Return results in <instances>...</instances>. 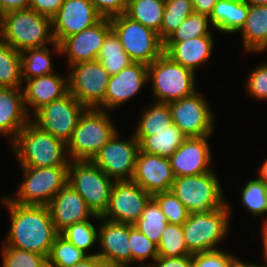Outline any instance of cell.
<instances>
[{
    "mask_svg": "<svg viewBox=\"0 0 267 267\" xmlns=\"http://www.w3.org/2000/svg\"><path fill=\"white\" fill-rule=\"evenodd\" d=\"M67 183L85 200L96 216L106 212L114 180L91 160H71Z\"/></svg>",
    "mask_w": 267,
    "mask_h": 267,
    "instance_id": "5b68a950",
    "label": "cell"
},
{
    "mask_svg": "<svg viewBox=\"0 0 267 267\" xmlns=\"http://www.w3.org/2000/svg\"><path fill=\"white\" fill-rule=\"evenodd\" d=\"M160 257L192 255L186 246L182 225L167 224L157 246Z\"/></svg>",
    "mask_w": 267,
    "mask_h": 267,
    "instance_id": "8d00e7d4",
    "label": "cell"
},
{
    "mask_svg": "<svg viewBox=\"0 0 267 267\" xmlns=\"http://www.w3.org/2000/svg\"><path fill=\"white\" fill-rule=\"evenodd\" d=\"M118 139V132H116L92 161L114 181L131 180L140 150L139 142L134 134L127 141Z\"/></svg>",
    "mask_w": 267,
    "mask_h": 267,
    "instance_id": "9a60e30c",
    "label": "cell"
},
{
    "mask_svg": "<svg viewBox=\"0 0 267 267\" xmlns=\"http://www.w3.org/2000/svg\"><path fill=\"white\" fill-rule=\"evenodd\" d=\"M48 206L58 233L74 223L88 220L91 215L99 219L89 209L83 197L68 183L57 192Z\"/></svg>",
    "mask_w": 267,
    "mask_h": 267,
    "instance_id": "7402d4cb",
    "label": "cell"
},
{
    "mask_svg": "<svg viewBox=\"0 0 267 267\" xmlns=\"http://www.w3.org/2000/svg\"><path fill=\"white\" fill-rule=\"evenodd\" d=\"M255 267H266V265H256Z\"/></svg>",
    "mask_w": 267,
    "mask_h": 267,
    "instance_id": "91938a15",
    "label": "cell"
},
{
    "mask_svg": "<svg viewBox=\"0 0 267 267\" xmlns=\"http://www.w3.org/2000/svg\"><path fill=\"white\" fill-rule=\"evenodd\" d=\"M87 255H97V253L86 254L59 233L55 237L47 257V266H74Z\"/></svg>",
    "mask_w": 267,
    "mask_h": 267,
    "instance_id": "d590c367",
    "label": "cell"
},
{
    "mask_svg": "<svg viewBox=\"0 0 267 267\" xmlns=\"http://www.w3.org/2000/svg\"><path fill=\"white\" fill-rule=\"evenodd\" d=\"M193 11L210 17L218 0H191Z\"/></svg>",
    "mask_w": 267,
    "mask_h": 267,
    "instance_id": "681fc988",
    "label": "cell"
},
{
    "mask_svg": "<svg viewBox=\"0 0 267 267\" xmlns=\"http://www.w3.org/2000/svg\"><path fill=\"white\" fill-rule=\"evenodd\" d=\"M21 52L0 39V87L21 88Z\"/></svg>",
    "mask_w": 267,
    "mask_h": 267,
    "instance_id": "4dcf8cb0",
    "label": "cell"
},
{
    "mask_svg": "<svg viewBox=\"0 0 267 267\" xmlns=\"http://www.w3.org/2000/svg\"><path fill=\"white\" fill-rule=\"evenodd\" d=\"M50 54L46 46L22 51V81L53 74Z\"/></svg>",
    "mask_w": 267,
    "mask_h": 267,
    "instance_id": "d6a6232c",
    "label": "cell"
},
{
    "mask_svg": "<svg viewBox=\"0 0 267 267\" xmlns=\"http://www.w3.org/2000/svg\"><path fill=\"white\" fill-rule=\"evenodd\" d=\"M148 79V65L138 62L131 63L119 73L110 76L105 100L100 107H105L106 110L115 109L134 97L148 82Z\"/></svg>",
    "mask_w": 267,
    "mask_h": 267,
    "instance_id": "44dd1931",
    "label": "cell"
},
{
    "mask_svg": "<svg viewBox=\"0 0 267 267\" xmlns=\"http://www.w3.org/2000/svg\"><path fill=\"white\" fill-rule=\"evenodd\" d=\"M249 5L242 0H218L210 15V23L224 33L239 32L244 26Z\"/></svg>",
    "mask_w": 267,
    "mask_h": 267,
    "instance_id": "484cf974",
    "label": "cell"
},
{
    "mask_svg": "<svg viewBox=\"0 0 267 267\" xmlns=\"http://www.w3.org/2000/svg\"><path fill=\"white\" fill-rule=\"evenodd\" d=\"M259 174L260 176L258 177V179L267 185V159L261 166Z\"/></svg>",
    "mask_w": 267,
    "mask_h": 267,
    "instance_id": "11a10c76",
    "label": "cell"
},
{
    "mask_svg": "<svg viewBox=\"0 0 267 267\" xmlns=\"http://www.w3.org/2000/svg\"><path fill=\"white\" fill-rule=\"evenodd\" d=\"M165 0H129L125 14L157 32L160 38Z\"/></svg>",
    "mask_w": 267,
    "mask_h": 267,
    "instance_id": "f1b7e54d",
    "label": "cell"
},
{
    "mask_svg": "<svg viewBox=\"0 0 267 267\" xmlns=\"http://www.w3.org/2000/svg\"><path fill=\"white\" fill-rule=\"evenodd\" d=\"M10 216L11 227L5 246L24 249L48 257L55 237L59 234L47 205H23L9 197L2 199Z\"/></svg>",
    "mask_w": 267,
    "mask_h": 267,
    "instance_id": "6da1fadb",
    "label": "cell"
},
{
    "mask_svg": "<svg viewBox=\"0 0 267 267\" xmlns=\"http://www.w3.org/2000/svg\"><path fill=\"white\" fill-rule=\"evenodd\" d=\"M262 238H263V246H264V259L267 262V220L265 219L263 223V230H262ZM267 264V263H266Z\"/></svg>",
    "mask_w": 267,
    "mask_h": 267,
    "instance_id": "db71d44e",
    "label": "cell"
},
{
    "mask_svg": "<svg viewBox=\"0 0 267 267\" xmlns=\"http://www.w3.org/2000/svg\"><path fill=\"white\" fill-rule=\"evenodd\" d=\"M172 123L186 137H204L214 131L213 113L207 101L196 91L194 94L169 102Z\"/></svg>",
    "mask_w": 267,
    "mask_h": 267,
    "instance_id": "4fadbf2b",
    "label": "cell"
},
{
    "mask_svg": "<svg viewBox=\"0 0 267 267\" xmlns=\"http://www.w3.org/2000/svg\"><path fill=\"white\" fill-rule=\"evenodd\" d=\"M24 181L11 200L23 205H49L54 196L68 181V167H30L21 166Z\"/></svg>",
    "mask_w": 267,
    "mask_h": 267,
    "instance_id": "30bf717a",
    "label": "cell"
},
{
    "mask_svg": "<svg viewBox=\"0 0 267 267\" xmlns=\"http://www.w3.org/2000/svg\"><path fill=\"white\" fill-rule=\"evenodd\" d=\"M63 2L64 0H29V8L52 19Z\"/></svg>",
    "mask_w": 267,
    "mask_h": 267,
    "instance_id": "7dc6e473",
    "label": "cell"
},
{
    "mask_svg": "<svg viewBox=\"0 0 267 267\" xmlns=\"http://www.w3.org/2000/svg\"><path fill=\"white\" fill-rule=\"evenodd\" d=\"M50 31L51 19L31 8L9 11L0 20V39L19 52L45 47L48 42L60 53V45Z\"/></svg>",
    "mask_w": 267,
    "mask_h": 267,
    "instance_id": "3957f363",
    "label": "cell"
},
{
    "mask_svg": "<svg viewBox=\"0 0 267 267\" xmlns=\"http://www.w3.org/2000/svg\"><path fill=\"white\" fill-rule=\"evenodd\" d=\"M2 267H47V257L14 247L3 248Z\"/></svg>",
    "mask_w": 267,
    "mask_h": 267,
    "instance_id": "7bdbcfd3",
    "label": "cell"
},
{
    "mask_svg": "<svg viewBox=\"0 0 267 267\" xmlns=\"http://www.w3.org/2000/svg\"><path fill=\"white\" fill-rule=\"evenodd\" d=\"M213 171L175 177L171 191L182 202L188 213L216 210L226 204L222 188Z\"/></svg>",
    "mask_w": 267,
    "mask_h": 267,
    "instance_id": "9c48e42d",
    "label": "cell"
},
{
    "mask_svg": "<svg viewBox=\"0 0 267 267\" xmlns=\"http://www.w3.org/2000/svg\"><path fill=\"white\" fill-rule=\"evenodd\" d=\"M70 67L68 92L86 108H99L104 103L111 75L98 60L80 62Z\"/></svg>",
    "mask_w": 267,
    "mask_h": 267,
    "instance_id": "8fae6325",
    "label": "cell"
},
{
    "mask_svg": "<svg viewBox=\"0 0 267 267\" xmlns=\"http://www.w3.org/2000/svg\"><path fill=\"white\" fill-rule=\"evenodd\" d=\"M233 255L221 250L196 253L192 255L193 267H227Z\"/></svg>",
    "mask_w": 267,
    "mask_h": 267,
    "instance_id": "f6af8a7d",
    "label": "cell"
},
{
    "mask_svg": "<svg viewBox=\"0 0 267 267\" xmlns=\"http://www.w3.org/2000/svg\"><path fill=\"white\" fill-rule=\"evenodd\" d=\"M153 94L160 103H169L194 94L195 73L173 61L164 52L148 65Z\"/></svg>",
    "mask_w": 267,
    "mask_h": 267,
    "instance_id": "52a82bcc",
    "label": "cell"
},
{
    "mask_svg": "<svg viewBox=\"0 0 267 267\" xmlns=\"http://www.w3.org/2000/svg\"><path fill=\"white\" fill-rule=\"evenodd\" d=\"M152 198L151 194L132 180L114 181L109 205L102 218L133 225Z\"/></svg>",
    "mask_w": 267,
    "mask_h": 267,
    "instance_id": "5bb4252c",
    "label": "cell"
},
{
    "mask_svg": "<svg viewBox=\"0 0 267 267\" xmlns=\"http://www.w3.org/2000/svg\"><path fill=\"white\" fill-rule=\"evenodd\" d=\"M204 137H186L179 148L169 157L175 177L204 174L211 169V153Z\"/></svg>",
    "mask_w": 267,
    "mask_h": 267,
    "instance_id": "d6986e66",
    "label": "cell"
},
{
    "mask_svg": "<svg viewBox=\"0 0 267 267\" xmlns=\"http://www.w3.org/2000/svg\"><path fill=\"white\" fill-rule=\"evenodd\" d=\"M168 222L158 203L152 198L141 217L133 224L142 234L157 246Z\"/></svg>",
    "mask_w": 267,
    "mask_h": 267,
    "instance_id": "836d02e7",
    "label": "cell"
},
{
    "mask_svg": "<svg viewBox=\"0 0 267 267\" xmlns=\"http://www.w3.org/2000/svg\"><path fill=\"white\" fill-rule=\"evenodd\" d=\"M97 12L104 18L122 15L126 12L129 0H90Z\"/></svg>",
    "mask_w": 267,
    "mask_h": 267,
    "instance_id": "bcb514c9",
    "label": "cell"
},
{
    "mask_svg": "<svg viewBox=\"0 0 267 267\" xmlns=\"http://www.w3.org/2000/svg\"><path fill=\"white\" fill-rule=\"evenodd\" d=\"M60 234L86 253L98 241L99 230L90 221L86 220L68 226Z\"/></svg>",
    "mask_w": 267,
    "mask_h": 267,
    "instance_id": "ab89813d",
    "label": "cell"
},
{
    "mask_svg": "<svg viewBox=\"0 0 267 267\" xmlns=\"http://www.w3.org/2000/svg\"><path fill=\"white\" fill-rule=\"evenodd\" d=\"M110 31V18L102 17L91 27L65 38L59 44L60 53L68 55L70 66L80 62L96 60L103 41Z\"/></svg>",
    "mask_w": 267,
    "mask_h": 267,
    "instance_id": "ac0fdd59",
    "label": "cell"
},
{
    "mask_svg": "<svg viewBox=\"0 0 267 267\" xmlns=\"http://www.w3.org/2000/svg\"><path fill=\"white\" fill-rule=\"evenodd\" d=\"M213 37L199 36L187 41L164 42V53L173 61L195 73L205 64L213 51Z\"/></svg>",
    "mask_w": 267,
    "mask_h": 267,
    "instance_id": "d4e9b609",
    "label": "cell"
},
{
    "mask_svg": "<svg viewBox=\"0 0 267 267\" xmlns=\"http://www.w3.org/2000/svg\"><path fill=\"white\" fill-rule=\"evenodd\" d=\"M47 267H69V266H47ZM70 267H77V265L70 266Z\"/></svg>",
    "mask_w": 267,
    "mask_h": 267,
    "instance_id": "680465c9",
    "label": "cell"
},
{
    "mask_svg": "<svg viewBox=\"0 0 267 267\" xmlns=\"http://www.w3.org/2000/svg\"><path fill=\"white\" fill-rule=\"evenodd\" d=\"M256 264H250V263H244L241 262V260H239L238 258H236L235 256L229 261V264L227 267H255Z\"/></svg>",
    "mask_w": 267,
    "mask_h": 267,
    "instance_id": "f5cc1de1",
    "label": "cell"
},
{
    "mask_svg": "<svg viewBox=\"0 0 267 267\" xmlns=\"http://www.w3.org/2000/svg\"><path fill=\"white\" fill-rule=\"evenodd\" d=\"M86 107L70 92L40 108L33 117L34 123L54 137L68 142Z\"/></svg>",
    "mask_w": 267,
    "mask_h": 267,
    "instance_id": "7c38bea8",
    "label": "cell"
},
{
    "mask_svg": "<svg viewBox=\"0 0 267 267\" xmlns=\"http://www.w3.org/2000/svg\"><path fill=\"white\" fill-rule=\"evenodd\" d=\"M186 136L174 123L151 136H135L140 151L169 158L183 143Z\"/></svg>",
    "mask_w": 267,
    "mask_h": 267,
    "instance_id": "83f0119b",
    "label": "cell"
},
{
    "mask_svg": "<svg viewBox=\"0 0 267 267\" xmlns=\"http://www.w3.org/2000/svg\"><path fill=\"white\" fill-rule=\"evenodd\" d=\"M23 96L26 109L30 105L34 114L46 104L62 98L68 93V79L55 73L25 80Z\"/></svg>",
    "mask_w": 267,
    "mask_h": 267,
    "instance_id": "cb8c5ba5",
    "label": "cell"
},
{
    "mask_svg": "<svg viewBox=\"0 0 267 267\" xmlns=\"http://www.w3.org/2000/svg\"><path fill=\"white\" fill-rule=\"evenodd\" d=\"M101 18L90 0H64L51 19L54 42L60 44L65 38L96 24Z\"/></svg>",
    "mask_w": 267,
    "mask_h": 267,
    "instance_id": "2e32d148",
    "label": "cell"
},
{
    "mask_svg": "<svg viewBox=\"0 0 267 267\" xmlns=\"http://www.w3.org/2000/svg\"><path fill=\"white\" fill-rule=\"evenodd\" d=\"M77 267H109L98 255H87Z\"/></svg>",
    "mask_w": 267,
    "mask_h": 267,
    "instance_id": "816d5d0a",
    "label": "cell"
},
{
    "mask_svg": "<svg viewBox=\"0 0 267 267\" xmlns=\"http://www.w3.org/2000/svg\"><path fill=\"white\" fill-rule=\"evenodd\" d=\"M169 224L182 225L188 218V211L182 202L170 190L153 195Z\"/></svg>",
    "mask_w": 267,
    "mask_h": 267,
    "instance_id": "60d3db41",
    "label": "cell"
},
{
    "mask_svg": "<svg viewBox=\"0 0 267 267\" xmlns=\"http://www.w3.org/2000/svg\"><path fill=\"white\" fill-rule=\"evenodd\" d=\"M230 208L227 203L213 211L191 213L182 224L188 251L196 253L218 250L215 246L225 237L229 226Z\"/></svg>",
    "mask_w": 267,
    "mask_h": 267,
    "instance_id": "8992f818",
    "label": "cell"
},
{
    "mask_svg": "<svg viewBox=\"0 0 267 267\" xmlns=\"http://www.w3.org/2000/svg\"><path fill=\"white\" fill-rule=\"evenodd\" d=\"M99 229L98 242L102 247L97 255L109 267H128L131 264L129 224L106 220Z\"/></svg>",
    "mask_w": 267,
    "mask_h": 267,
    "instance_id": "ffe728a7",
    "label": "cell"
},
{
    "mask_svg": "<svg viewBox=\"0 0 267 267\" xmlns=\"http://www.w3.org/2000/svg\"><path fill=\"white\" fill-rule=\"evenodd\" d=\"M175 179L169 158L138 152L132 181L151 194L171 190Z\"/></svg>",
    "mask_w": 267,
    "mask_h": 267,
    "instance_id": "e0dca14e",
    "label": "cell"
},
{
    "mask_svg": "<svg viewBox=\"0 0 267 267\" xmlns=\"http://www.w3.org/2000/svg\"><path fill=\"white\" fill-rule=\"evenodd\" d=\"M240 31L246 51L259 53L267 50V5L249 6L246 22Z\"/></svg>",
    "mask_w": 267,
    "mask_h": 267,
    "instance_id": "4316f807",
    "label": "cell"
},
{
    "mask_svg": "<svg viewBox=\"0 0 267 267\" xmlns=\"http://www.w3.org/2000/svg\"><path fill=\"white\" fill-rule=\"evenodd\" d=\"M96 60L100 62L110 75L119 73L122 69L133 63L124 51L119 38L112 30L105 37Z\"/></svg>",
    "mask_w": 267,
    "mask_h": 267,
    "instance_id": "f546056e",
    "label": "cell"
},
{
    "mask_svg": "<svg viewBox=\"0 0 267 267\" xmlns=\"http://www.w3.org/2000/svg\"><path fill=\"white\" fill-rule=\"evenodd\" d=\"M155 263L150 265H141L139 267H193L192 255L181 257H160L158 256Z\"/></svg>",
    "mask_w": 267,
    "mask_h": 267,
    "instance_id": "c3c4849f",
    "label": "cell"
},
{
    "mask_svg": "<svg viewBox=\"0 0 267 267\" xmlns=\"http://www.w3.org/2000/svg\"><path fill=\"white\" fill-rule=\"evenodd\" d=\"M248 77L246 86L249 94L255 99H267V64L255 68Z\"/></svg>",
    "mask_w": 267,
    "mask_h": 267,
    "instance_id": "ee69618b",
    "label": "cell"
},
{
    "mask_svg": "<svg viewBox=\"0 0 267 267\" xmlns=\"http://www.w3.org/2000/svg\"><path fill=\"white\" fill-rule=\"evenodd\" d=\"M246 2L249 6H261L267 5V0H242Z\"/></svg>",
    "mask_w": 267,
    "mask_h": 267,
    "instance_id": "9f6ffc18",
    "label": "cell"
},
{
    "mask_svg": "<svg viewBox=\"0 0 267 267\" xmlns=\"http://www.w3.org/2000/svg\"><path fill=\"white\" fill-rule=\"evenodd\" d=\"M3 15H4V12L2 11V8H1V2H0V20H1V18L3 17Z\"/></svg>",
    "mask_w": 267,
    "mask_h": 267,
    "instance_id": "6f0895ef",
    "label": "cell"
},
{
    "mask_svg": "<svg viewBox=\"0 0 267 267\" xmlns=\"http://www.w3.org/2000/svg\"><path fill=\"white\" fill-rule=\"evenodd\" d=\"M12 144L21 166H69L67 143L42 130L33 120L25 124Z\"/></svg>",
    "mask_w": 267,
    "mask_h": 267,
    "instance_id": "7a4b0ae2",
    "label": "cell"
},
{
    "mask_svg": "<svg viewBox=\"0 0 267 267\" xmlns=\"http://www.w3.org/2000/svg\"><path fill=\"white\" fill-rule=\"evenodd\" d=\"M111 30L133 62L149 65L164 52L157 32L129 18L125 13L110 18Z\"/></svg>",
    "mask_w": 267,
    "mask_h": 267,
    "instance_id": "ba28073f",
    "label": "cell"
},
{
    "mask_svg": "<svg viewBox=\"0 0 267 267\" xmlns=\"http://www.w3.org/2000/svg\"><path fill=\"white\" fill-rule=\"evenodd\" d=\"M241 193L242 204L254 216L267 213V185L264 182L258 178L250 180L241 189Z\"/></svg>",
    "mask_w": 267,
    "mask_h": 267,
    "instance_id": "f35d334b",
    "label": "cell"
},
{
    "mask_svg": "<svg viewBox=\"0 0 267 267\" xmlns=\"http://www.w3.org/2000/svg\"><path fill=\"white\" fill-rule=\"evenodd\" d=\"M129 245L131 250V264L138 261L144 262L158 257L157 245L142 234L134 225L129 224Z\"/></svg>",
    "mask_w": 267,
    "mask_h": 267,
    "instance_id": "b9f144b4",
    "label": "cell"
},
{
    "mask_svg": "<svg viewBox=\"0 0 267 267\" xmlns=\"http://www.w3.org/2000/svg\"><path fill=\"white\" fill-rule=\"evenodd\" d=\"M21 89L0 87V134L11 136L12 142L32 117L26 109Z\"/></svg>",
    "mask_w": 267,
    "mask_h": 267,
    "instance_id": "603a6c76",
    "label": "cell"
},
{
    "mask_svg": "<svg viewBox=\"0 0 267 267\" xmlns=\"http://www.w3.org/2000/svg\"><path fill=\"white\" fill-rule=\"evenodd\" d=\"M210 18L193 12L165 42L187 41L199 36H212L209 32Z\"/></svg>",
    "mask_w": 267,
    "mask_h": 267,
    "instance_id": "74e56055",
    "label": "cell"
},
{
    "mask_svg": "<svg viewBox=\"0 0 267 267\" xmlns=\"http://www.w3.org/2000/svg\"><path fill=\"white\" fill-rule=\"evenodd\" d=\"M103 108H86L67 142L71 160H93L117 132Z\"/></svg>",
    "mask_w": 267,
    "mask_h": 267,
    "instance_id": "277c9868",
    "label": "cell"
},
{
    "mask_svg": "<svg viewBox=\"0 0 267 267\" xmlns=\"http://www.w3.org/2000/svg\"><path fill=\"white\" fill-rule=\"evenodd\" d=\"M193 12L191 0H165L160 39L165 42Z\"/></svg>",
    "mask_w": 267,
    "mask_h": 267,
    "instance_id": "e575fe53",
    "label": "cell"
},
{
    "mask_svg": "<svg viewBox=\"0 0 267 267\" xmlns=\"http://www.w3.org/2000/svg\"><path fill=\"white\" fill-rule=\"evenodd\" d=\"M172 123L171 110L168 103L156 102L142 115L134 136H151L168 128Z\"/></svg>",
    "mask_w": 267,
    "mask_h": 267,
    "instance_id": "1f68e13d",
    "label": "cell"
},
{
    "mask_svg": "<svg viewBox=\"0 0 267 267\" xmlns=\"http://www.w3.org/2000/svg\"><path fill=\"white\" fill-rule=\"evenodd\" d=\"M4 13L29 8V0H0Z\"/></svg>",
    "mask_w": 267,
    "mask_h": 267,
    "instance_id": "f907efd6",
    "label": "cell"
}]
</instances>
